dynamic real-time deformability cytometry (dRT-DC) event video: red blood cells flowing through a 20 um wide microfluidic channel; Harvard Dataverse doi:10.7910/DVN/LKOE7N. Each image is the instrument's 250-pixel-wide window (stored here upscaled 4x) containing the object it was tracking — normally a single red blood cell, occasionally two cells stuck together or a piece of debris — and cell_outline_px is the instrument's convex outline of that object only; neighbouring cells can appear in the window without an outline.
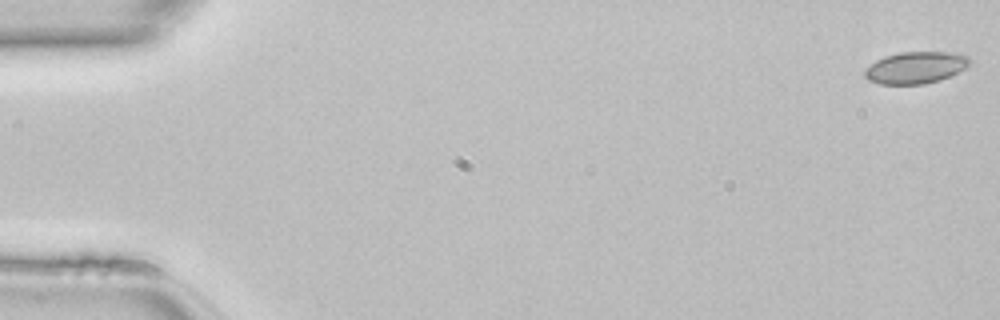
{"species": "common noctule bat (a hibernating species)", "species_latin": "Nyctalus noctula", "temperature_condition": "room temperature", "stored_images_in_passage": 26, "camera_frame_rate_fps": 3000, "um_per_image_px": 0.085, "animal": {"sex": "female", "body_mass_g": 22.7, "forearm_length_mm": 54.2}, "frame": {"image": 1, "passage_image": 1, "time_ms": 0.0, "image_size_px": [1000, 320], "cell_outline_px": [[972, 60], [964, 68], [940, 80], [924, 84], [880, 84], [868, 80], [864, 76], [864, 68], [876, 60], [884, 56], [900, 52], [956, 52], [968, 56]], "centroid_in_image_um": [77.79, 5.74], "position_along_channel_um": 7.2, "area_um2": 19.54}}
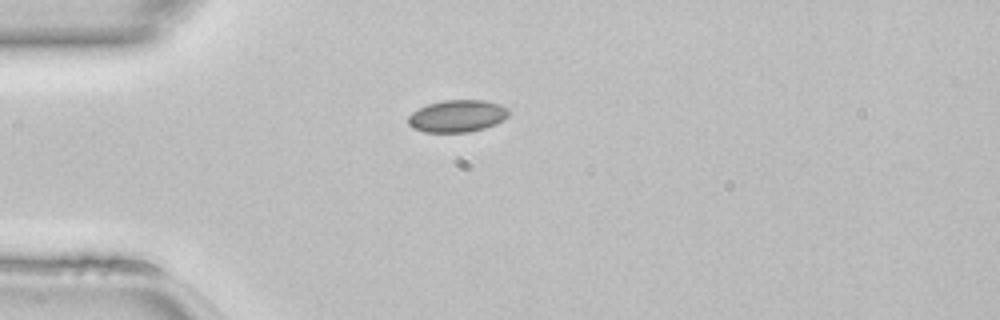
{"frame": {"image": 2, "passage_image": 13, "time_ms": 4.0, "image_size_px": [1000, 320], "cell_outline_px": [[508, 116], [496, 124], [484, 128], [468, 132], [424, 132], [412, 128], [408, 124], [408, 116], [412, 112], [428, 104], [444, 100], [484, 100], [500, 104], [508, 108]], "centroid_in_image_um": [38.86, 9.86], "position_along_channel_um": 46.1, "area_um2": 18.84}}